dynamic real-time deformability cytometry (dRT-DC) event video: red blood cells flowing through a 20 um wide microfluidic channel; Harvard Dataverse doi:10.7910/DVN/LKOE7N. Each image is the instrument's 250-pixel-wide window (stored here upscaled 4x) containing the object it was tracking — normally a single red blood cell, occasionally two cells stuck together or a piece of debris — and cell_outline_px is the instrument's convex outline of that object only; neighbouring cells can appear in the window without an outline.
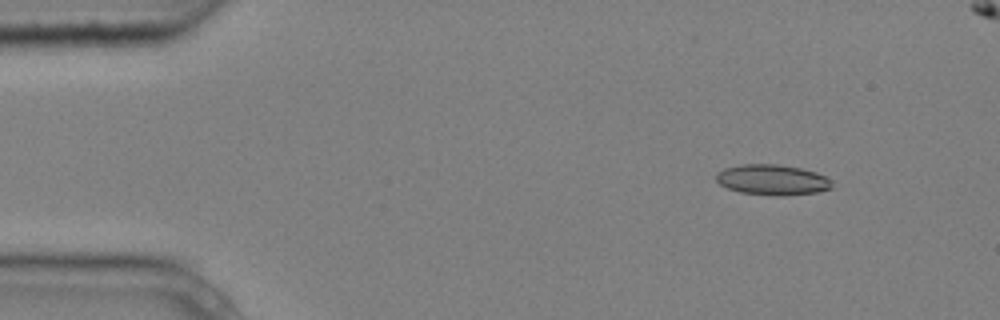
{"species": "common noctule bat (a hibernating species)", "species_latin": "Nyctalus noctula", "temperature_condition": "cold", "stored_images_in_passage": 7, "camera_frame_rate_fps": 3000, "um_per_image_px": 0.085, "animal": {"sex": "male", "body_mass_g": 20.4}, "frame": {"image": 1, "passage_image": 2, "time_ms": 0.333, "image_size_px": [1000, 320], "cell_outline_px": [[832, 188], [816, 192], [788, 196], [776, 196], [740, 192], [728, 188], [720, 184], [716, 180], [716, 172], [724, 168], [740, 164], [780, 164], [800, 168], [816, 172], [824, 176], [832, 184]], "centroid_in_image_um": [65.62, 15.28], "position_along_channel_um": 19.4, "area_um2": 20.63}}
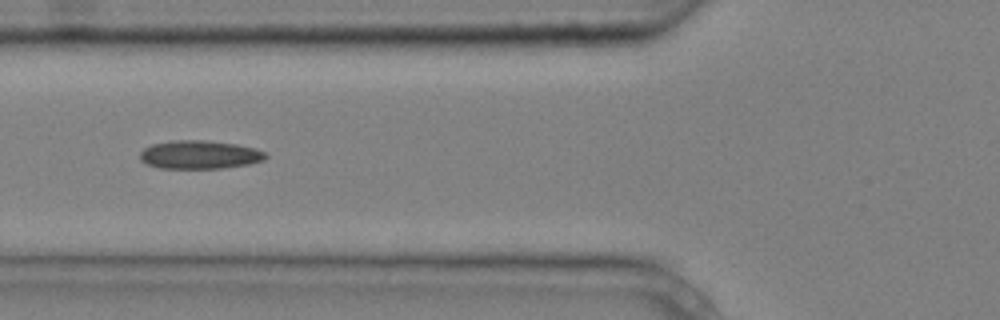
{"frame": {"image": 2, "passage_image": 5, "time_ms": 1.333, "image_size_px": [1000, 320], "cell_outline_px": [[268, 156], [264, 160], [248, 164], [220, 168], [160, 168], [148, 164], [140, 160], [140, 152], [144, 148], [152, 144], [176, 140], [204, 140], [236, 144], [256, 148], [268, 152]], "centroid_in_image_um": [17.0, 13.14], "position_along_channel_um": 108.8, "area_um2": 20.81}}